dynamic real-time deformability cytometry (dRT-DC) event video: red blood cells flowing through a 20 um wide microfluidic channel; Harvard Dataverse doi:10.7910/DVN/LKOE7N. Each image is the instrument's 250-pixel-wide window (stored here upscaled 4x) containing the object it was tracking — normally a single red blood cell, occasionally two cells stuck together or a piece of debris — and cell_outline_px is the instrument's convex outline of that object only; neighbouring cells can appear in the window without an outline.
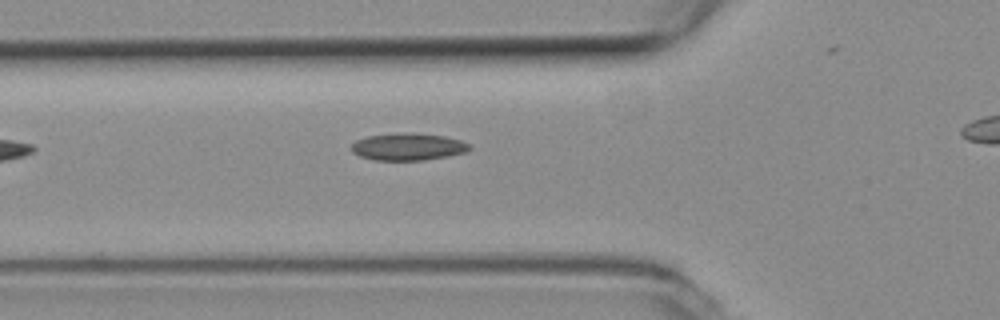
{"species": "common noctule bat (a hibernating species)", "species_latin": "Nyctalus noctula", "temperature_condition": "room temperature", "stored_images_in_passage": 30, "camera_frame_rate_fps": 3000, "um_per_image_px": 0.085, "animal": {"sex": "female", "body_mass_g": 19.3, "forearm_length_mm": 54.1}, "frame": {"image": 1, "passage_image": 5, "time_ms": 1.333, "image_size_px": [1000, 320], "cell_outline_px": [[472, 148], [468, 152], [448, 156], [424, 160], [376, 160], [360, 156], [352, 152], [352, 144], [356, 140], [368, 136], [404, 132], [412, 132], [444, 136], [460, 140], [472, 144]], "centroid_in_image_um": [34.74, 12.47], "position_along_channel_um": 91.1, "area_um2": 18.84}}
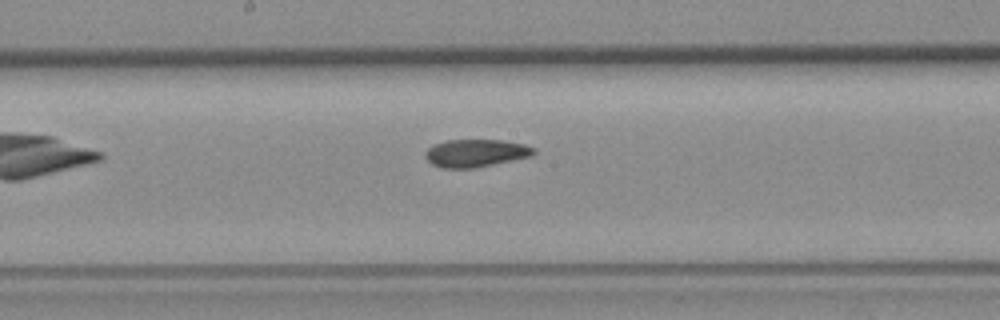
{"frame": {"image": 2, "passage_image": 14, "time_ms": 4.333, "image_size_px": [1000, 320], "cell_outline_px": [[536, 152], [532, 156], [472, 168], [440, 168], [432, 164], [424, 156], [424, 152], [432, 144], [448, 140], [500, 140], [524, 144], [536, 148]], "centroid_in_image_um": [40.41, 13.01], "position_along_channel_um": 207.8, "area_um2": 17.51}}
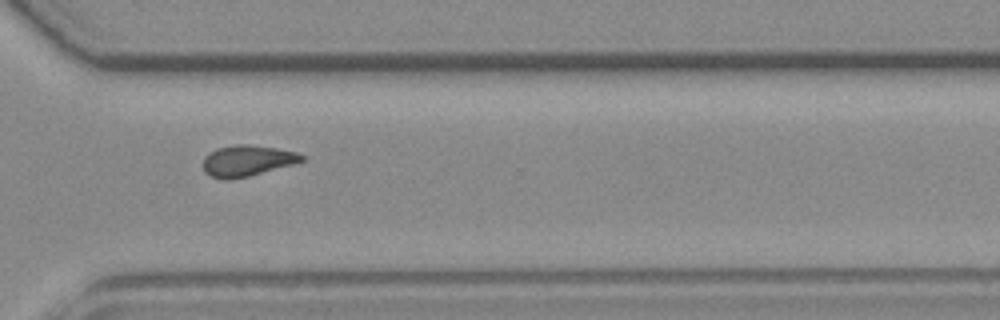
{"frame": {"image": 3, "passage_image": 25, "time_ms": 8.0, "image_size_px": [1000, 320], "cell_outline_px": [[304, 160], [296, 164], [232, 180], [224, 180], [212, 176], [204, 172], [204, 156], [216, 148], [236, 144], [248, 144], [276, 148], [296, 152], [304, 156]], "centroid_in_image_um": [21.01, 13.66], "position_along_channel_um": 349.6, "area_um2": 17.92}}